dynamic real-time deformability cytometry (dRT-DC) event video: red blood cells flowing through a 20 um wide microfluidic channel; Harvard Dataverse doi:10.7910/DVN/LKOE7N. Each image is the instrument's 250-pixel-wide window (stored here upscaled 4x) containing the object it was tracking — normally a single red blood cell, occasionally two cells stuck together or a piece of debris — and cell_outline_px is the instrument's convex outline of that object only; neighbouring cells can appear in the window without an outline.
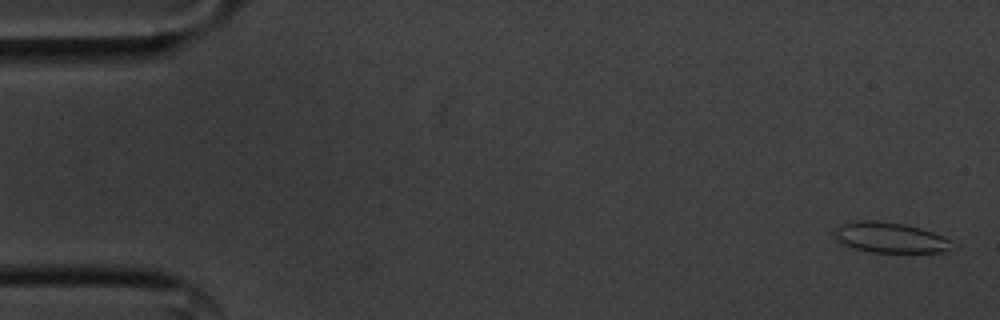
{"species": "common noctule bat (a hibernating species)", "species_latin": "Nyctalus noctula", "temperature_condition": "cold", "stored_images_in_passage": 50, "segment_of_instrument_passage": [1, 2], "camera_frame_rate_fps": 3000, "um_per_image_px": 0.085, "animal": {"sex": "male", "body_mass_g": 20.1, "forearm_length_mm": 53.5}, "frame": {"image": 1, "passage_image": 2, "time_ms": 0.333, "image_size_px": [1000, 320], "cell_outline_px": [[948, 248], [944, 252], [868, 252], [840, 244], [836, 240], [836, 228], [840, 224], [856, 220], [876, 220], [904, 224], [920, 228], [944, 236], [948, 240]], "centroid_in_image_um": [75.56, 20.18], "position_along_channel_um": 9.4, "area_um2": 20.63}}
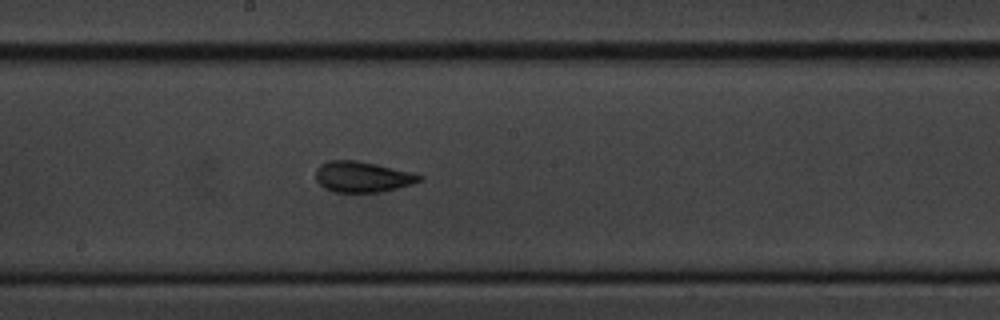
{"frame": {"image": 2, "passage_image": 30, "time_ms": 9.667, "image_size_px": [1000, 320], "cell_outline_px": [[424, 180], [412, 184], [380, 192], [332, 192], [324, 188], [316, 180], [316, 168], [320, 164], [328, 160], [356, 160], [376, 164], [412, 172], [424, 176]], "centroid_in_image_um": [30.8, 15.03], "position_along_channel_um": 217.4, "area_um2": 18.73}}
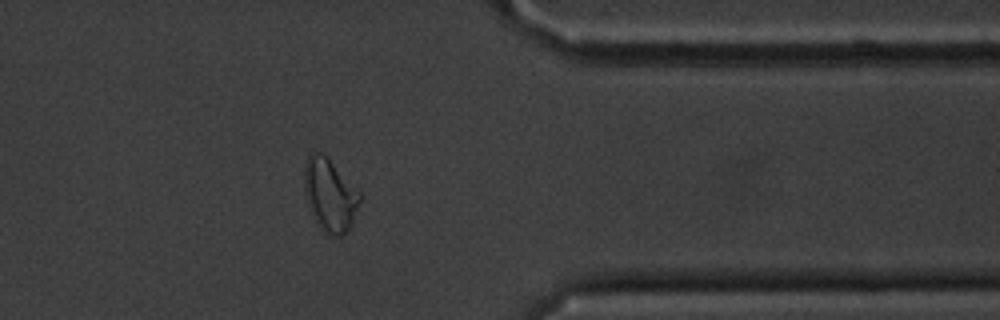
{"frame": {"image": 3, "passage_image": 45, "time_ms": 14.667, "image_size_px": [1000, 320], "cell_outline_px": [[360, 200], [352, 224], [340, 236], [328, 236], [316, 224], [304, 192], [304, 164], [308, 156], [312, 152], [320, 152], [360, 192]], "centroid_in_image_um": [28.01, 16.61], "position_along_channel_um": 383.4, "area_um2": 23.06}}